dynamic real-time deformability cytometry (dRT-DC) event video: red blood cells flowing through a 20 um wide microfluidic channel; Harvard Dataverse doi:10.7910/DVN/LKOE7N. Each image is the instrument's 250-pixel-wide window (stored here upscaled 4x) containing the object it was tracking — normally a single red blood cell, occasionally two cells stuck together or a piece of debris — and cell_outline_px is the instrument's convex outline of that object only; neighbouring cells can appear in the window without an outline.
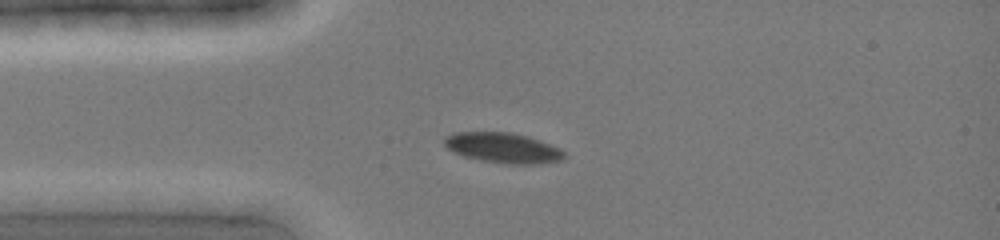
{"species": "common noctule bat (a hibernating species)", "species_latin": "Nyctalus noctula", "temperature_condition": "cold", "stored_images_in_passage": 6, "camera_frame_rate_fps": 3000, "um_per_image_px": 0.085, "animal": {"sex": "female", "body_mass_g": 19.0, "forearm_length_mm": 51.5}, "frame": {"image": 1, "passage_image": 1, "time_ms": 0.0, "image_size_px": [1000, 240], "cell_outline_px": [[564, 156], [560, 160], [532, 164], [508, 164], [480, 160], [464, 156], [448, 148], [444, 144], [444, 136], [452, 132], [512, 132], [528, 136], [540, 140], [560, 148], [564, 152]], "centroid_in_image_um": [42.73, 12.55], "position_along_channel_um": 42.3, "area_um2": 21.04}}
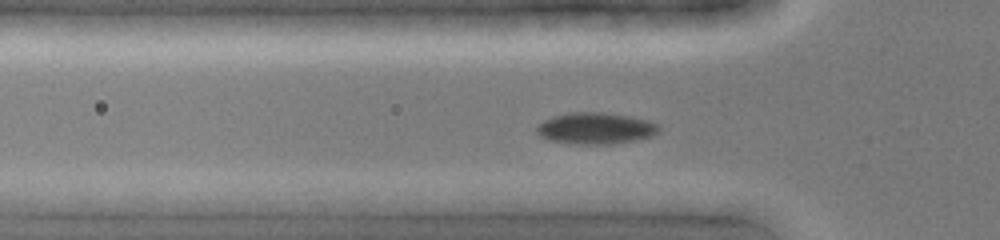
{"frame": {"image": 2, "passage_image": 4, "time_ms": 1.0, "image_size_px": [1000, 240], "cell_outline_px": [[660, 128], [652, 136], [632, 140], [604, 144], [584, 144], [552, 140], [540, 136], [536, 132], [536, 124], [552, 116], [568, 112], [604, 112], [628, 116], [648, 120], [656, 124]], "centroid_in_image_um": [50.57, 10.88], "position_along_channel_um": 75.2, "area_um2": 22.08}}
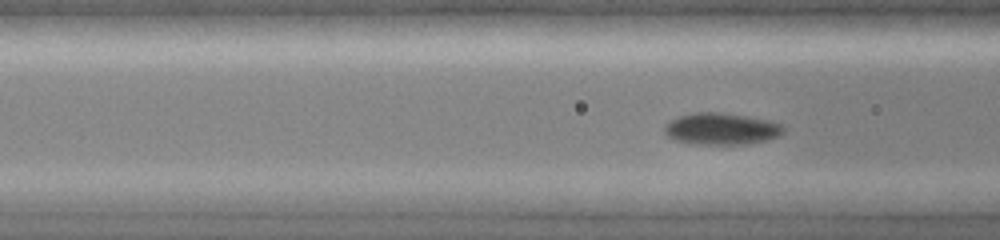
{"frame": {"image": 3, "passage_image": 6, "time_ms": 1.667, "image_size_px": [1000, 240], "cell_outline_px": [[784, 132], [780, 136], [764, 140], [744, 144], [692, 144], [676, 140], [668, 136], [664, 132], [664, 124], [680, 116], [692, 112], [720, 112], [748, 116], [772, 120], [784, 124]], "centroid_in_image_um": [61.34, 10.94], "position_along_channel_um": 105.3, "area_um2": 22.2}}